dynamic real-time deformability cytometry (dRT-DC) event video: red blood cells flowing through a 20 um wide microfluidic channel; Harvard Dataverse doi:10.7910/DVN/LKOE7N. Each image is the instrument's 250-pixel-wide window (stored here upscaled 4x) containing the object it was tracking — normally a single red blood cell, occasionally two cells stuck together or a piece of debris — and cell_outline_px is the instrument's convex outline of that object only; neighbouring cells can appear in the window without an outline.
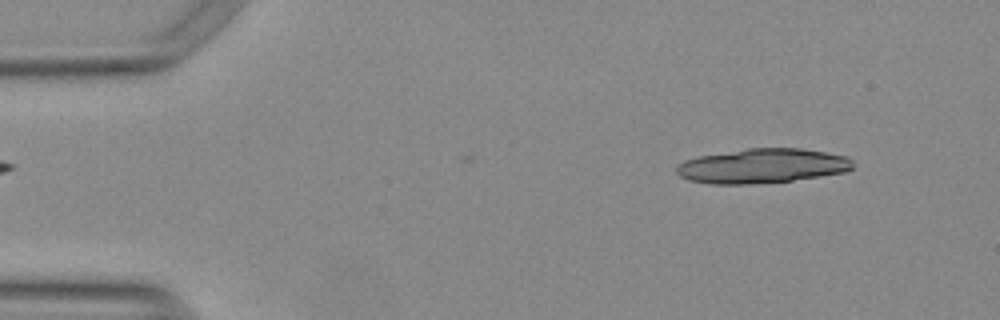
{"species": "Egyptian fruit bat (a non-hibernating species)", "species_latin": "Rousettus aegyptiacus", "temperature_condition": "warm", "stored_images_in_passage": 10, "camera_frame_rate_fps": 3000, "um_per_image_px": 0.085, "animal": {"sex": "female"}, "frame": {"image": 1, "passage_image": 1, "time_ms": 0.0, "image_size_px": [1000, 320], "cell_outline_px": [[852, 168], [844, 172], [820, 176], [792, 180], [752, 184], [708, 184], [688, 180], [680, 176], [676, 172], [676, 168], [684, 160], [700, 156], [748, 148], [800, 148], [848, 156], [852, 160]], "centroid_in_image_um": [64.78, 14.1], "position_along_channel_um": 20.2, "area_um2": 35.37}}